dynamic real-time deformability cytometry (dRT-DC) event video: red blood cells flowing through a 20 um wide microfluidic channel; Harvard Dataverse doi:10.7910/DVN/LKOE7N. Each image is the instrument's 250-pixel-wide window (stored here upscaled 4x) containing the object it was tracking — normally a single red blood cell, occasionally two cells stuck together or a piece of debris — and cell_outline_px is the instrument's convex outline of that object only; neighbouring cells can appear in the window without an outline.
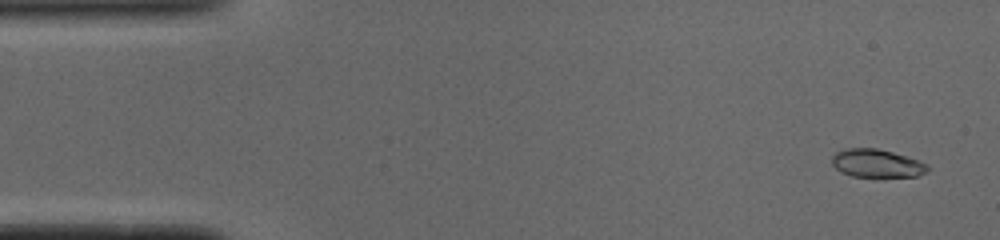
{"species": "common noctule bat (a hibernating species)", "species_latin": "Nyctalus noctula", "temperature_condition": "cold", "stored_images_in_passage": 51, "camera_frame_rate_fps": 3000, "um_per_image_px": 0.085, "animal": {"sex": "male", "body_mass_g": 19.0, "forearm_length_mm": 50.8}, "frame": {"image": 1, "passage_image": 3, "time_ms": 0.667, "image_size_px": [1000, 240], "cell_outline_px": [[928, 172], [916, 176], [852, 176], [836, 168], [832, 164], [832, 156], [836, 152], [848, 148], [876, 148], [892, 152], [920, 160], [928, 164]], "centroid_in_image_um": [74.56, 13.87], "position_along_channel_um": 10.4, "area_um2": 15.49}}
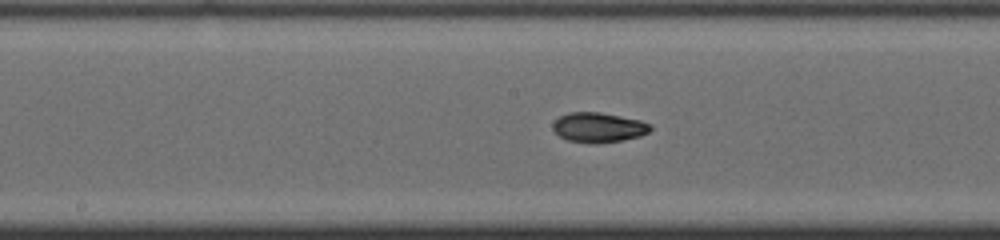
{"frame": {"image": 2, "passage_image": 26, "time_ms": 8.333, "image_size_px": [1000, 240], "cell_outline_px": [[652, 128], [648, 132], [640, 136], [620, 140], [568, 140], [560, 136], [552, 128], [552, 124], [560, 116], [568, 112], [600, 112], [640, 120], [652, 124]], "centroid_in_image_um": [50.89, 10.77], "position_along_channel_um": 197.3, "area_um2": 16.13}}
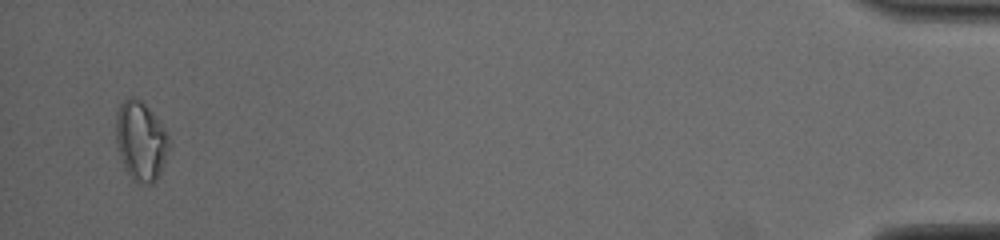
{"frame": {"image": 3, "passage_image": 50, "time_ms": 16.333, "image_size_px": [1000, 240], "cell_outline_px": [[168, 148], [160, 172], [156, 180], [152, 184], [148, 184], [136, 180], [128, 172], [120, 156], [116, 140], [116, 116], [120, 104], [124, 100], [132, 96], [140, 100], [156, 116], [164, 128], [168, 136]], "centroid_in_image_um": [11.96, 11.94], "position_along_channel_um": 423.2, "area_um2": 23.81}, "authors_computed_cell_mechanics": {"area_um2": 16.5308, "velocity_mm_per_s": 3.9096, "shape_relaxation_time_tau1_ms": 4.1782, "shape_relaxation_time_tau2_ms": 2.3888, "deformation_change_tau1": 0.1506, "deformation_change_tau2": 0.0617}}